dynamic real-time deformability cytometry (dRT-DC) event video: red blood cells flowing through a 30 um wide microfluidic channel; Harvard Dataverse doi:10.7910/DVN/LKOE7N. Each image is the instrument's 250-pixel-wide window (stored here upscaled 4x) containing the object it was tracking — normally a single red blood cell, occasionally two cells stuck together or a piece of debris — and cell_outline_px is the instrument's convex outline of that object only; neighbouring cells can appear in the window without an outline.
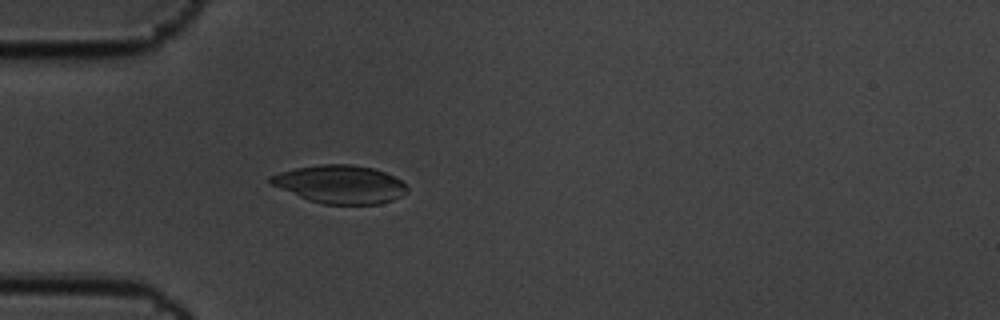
{"species": "common noctule bat (a hibernating species)", "species_latin": "Nyctalus noctula", "temperature_condition": "cold", "stored_images_in_passage": 4, "camera_frame_rate_fps": 3000, "um_per_image_px": 0.085, "animal": {"sex": "male", "body_mass_g": 19.5, "forearm_length_mm": 54.6}, "frame": {"image": 1, "passage_image": 4, "time_ms": 1.0, "image_size_px": [1000, 320], "cell_outline_px": [[408, 192], [392, 200], [380, 204], [324, 204], [308, 200], [272, 184], [268, 180], [268, 176], [280, 172], [296, 168], [320, 164], [352, 164], [372, 168], [384, 172], [400, 180], [408, 188]], "centroid_in_image_um": [28.91, 15.66], "position_along_channel_um": 56.1, "area_um2": 30.11}}